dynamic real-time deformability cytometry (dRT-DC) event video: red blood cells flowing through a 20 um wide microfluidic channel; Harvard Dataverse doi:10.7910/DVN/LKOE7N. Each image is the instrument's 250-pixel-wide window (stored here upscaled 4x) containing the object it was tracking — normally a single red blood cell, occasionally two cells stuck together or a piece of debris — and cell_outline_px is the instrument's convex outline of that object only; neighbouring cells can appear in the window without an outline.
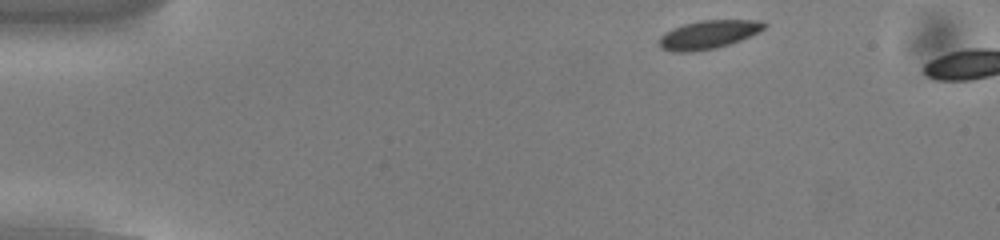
{"species": "common noctule bat (a hibernating species)", "species_latin": "Nyctalus noctula", "temperature_condition": "cold", "stored_images_in_passage": 5, "camera_frame_rate_fps": 3000, "um_per_image_px": 0.085, "animal": {"sex": "male", "body_mass_g": 13.0, "forearm_length_mm": 53.1}, "frame": {"image": 1, "passage_image": 2, "time_ms": 0.333, "image_size_px": [1000, 240], "cell_outline_px": [[768, 24], [764, 28], [740, 40], [716, 48], [692, 52], [672, 52], [660, 48], [656, 44], [660, 36], [664, 32], [672, 28], [684, 24], [700, 20], [760, 20]], "centroid_in_image_um": [60.13, 2.94], "position_along_channel_um": 24.9, "area_um2": 17.51}}